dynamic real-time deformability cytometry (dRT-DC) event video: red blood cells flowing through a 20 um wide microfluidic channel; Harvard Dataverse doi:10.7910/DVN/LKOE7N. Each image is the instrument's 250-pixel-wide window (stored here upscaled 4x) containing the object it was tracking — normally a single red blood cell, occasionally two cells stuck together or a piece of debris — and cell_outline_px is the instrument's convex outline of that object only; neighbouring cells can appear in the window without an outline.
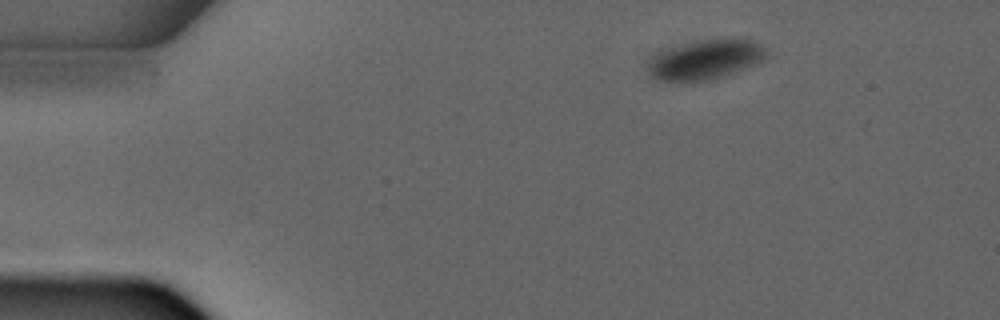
{"species": "common noctule bat (a hibernating species)", "species_latin": "Nyctalus noctula", "temperature_condition": "warm", "stored_images_in_passage": 1, "camera_frame_rate_fps": 3000, "um_per_image_px": 0.085, "animal": {"sex": "male", "forearm_length_mm": 52.5}, "frame": {"image": 1, "passage_image": 1, "time_ms": 0.0, "image_size_px": [1000, 320], "cell_outline_px": [[768, 56], [764, 60], [756, 64], [716, 80], [680, 84], [656, 80], [648, 76], [644, 68], [644, 60], [648, 56], [660, 48], [696, 40], [720, 36], [736, 36], [752, 40], [760, 44], [768, 52]], "centroid_in_image_um": [59.82, 5.06], "position_along_channel_um": 25.2, "area_um2": 30.23}}